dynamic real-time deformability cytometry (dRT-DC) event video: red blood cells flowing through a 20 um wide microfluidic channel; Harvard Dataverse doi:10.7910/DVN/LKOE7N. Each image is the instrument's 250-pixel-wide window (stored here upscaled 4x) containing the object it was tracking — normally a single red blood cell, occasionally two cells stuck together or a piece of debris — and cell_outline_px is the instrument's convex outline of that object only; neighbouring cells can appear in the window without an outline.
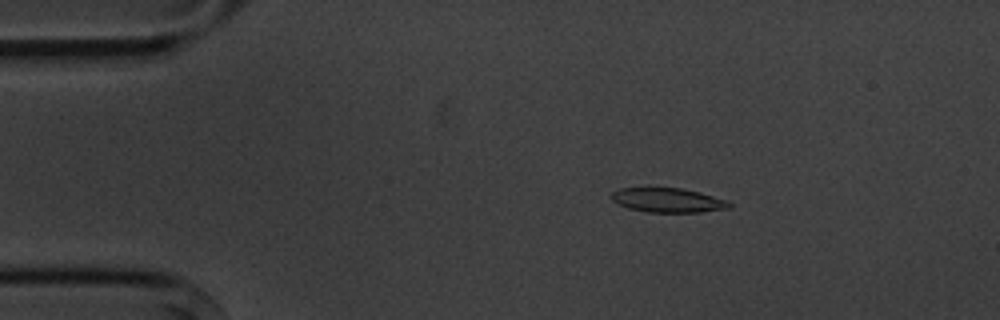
{"species": "common noctule bat (a hibernating species)", "species_latin": "Nyctalus noctula", "temperature_condition": "cold", "stored_images_in_passage": 3, "camera_frame_rate_fps": 3000, "um_per_image_px": 0.085, "animal": {"sex": "male", "body_mass_g": 20.1, "forearm_length_mm": 53.5}, "frame": {"image": 1, "passage_image": 2, "time_ms": 1.333, "image_size_px": [1000, 320], "cell_outline_px": [[732, 208], [700, 212], [648, 212], [628, 208], [616, 204], [608, 196], [612, 192], [620, 188], [648, 184], [680, 188], [700, 192], [728, 200], [732, 204]], "centroid_in_image_um": [56.69, 16.96], "position_along_channel_um": 28.3, "area_um2": 17.8}}